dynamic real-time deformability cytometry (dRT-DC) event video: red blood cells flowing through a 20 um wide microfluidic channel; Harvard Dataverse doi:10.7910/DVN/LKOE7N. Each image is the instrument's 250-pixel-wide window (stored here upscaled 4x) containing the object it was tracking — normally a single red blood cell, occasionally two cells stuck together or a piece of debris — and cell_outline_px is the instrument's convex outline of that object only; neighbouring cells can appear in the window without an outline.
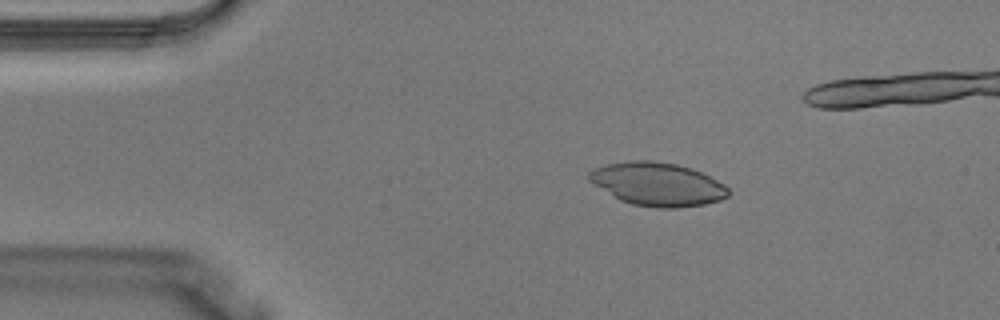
{"species": "Egyptian fruit bat (a non-hibernating species)", "species_latin": "Rousettus aegyptiacus", "temperature_condition": "warm", "stored_images_in_passage": 4, "camera_frame_rate_fps": 3000, "um_per_image_px": 0.085, "animal": {"sex": "male"}, "frame": {"image": 1, "passage_image": 2, "time_ms": 0.333, "image_size_px": [1000, 320], "cell_outline_px": [[732, 192], [728, 196], [720, 200], [704, 204], [676, 208], [656, 208], [632, 204], [620, 200], [588, 180], [588, 172], [592, 168], [604, 164], [628, 160], [652, 160], [676, 164], [692, 168], [724, 184]], "centroid_in_image_um": [55.87, 15.64], "position_along_channel_um": 29.1, "area_um2": 35.32}}